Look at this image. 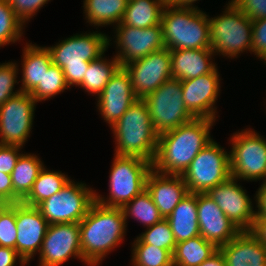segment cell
<instances>
[{"instance_id":"1","label":"cell","mask_w":266,"mask_h":266,"mask_svg":"<svg viewBox=\"0 0 266 266\" xmlns=\"http://www.w3.org/2000/svg\"><path fill=\"white\" fill-rule=\"evenodd\" d=\"M215 121L208 118H194L158 135L153 169L162 174L182 175L197 154L213 140L210 130Z\"/></svg>"},{"instance_id":"2","label":"cell","mask_w":266,"mask_h":266,"mask_svg":"<svg viewBox=\"0 0 266 266\" xmlns=\"http://www.w3.org/2000/svg\"><path fill=\"white\" fill-rule=\"evenodd\" d=\"M79 226L82 257L87 265L98 266L122 242L127 224L121 208L94 201Z\"/></svg>"},{"instance_id":"3","label":"cell","mask_w":266,"mask_h":266,"mask_svg":"<svg viewBox=\"0 0 266 266\" xmlns=\"http://www.w3.org/2000/svg\"><path fill=\"white\" fill-rule=\"evenodd\" d=\"M111 129L116 144L114 155L137 156L153 163L158 148V134L143 99H137Z\"/></svg>"},{"instance_id":"4","label":"cell","mask_w":266,"mask_h":266,"mask_svg":"<svg viewBox=\"0 0 266 266\" xmlns=\"http://www.w3.org/2000/svg\"><path fill=\"white\" fill-rule=\"evenodd\" d=\"M111 39L105 33L89 32L73 35L55 46L46 47L52 63L59 66L70 86H79L88 65L107 51Z\"/></svg>"},{"instance_id":"5","label":"cell","mask_w":266,"mask_h":266,"mask_svg":"<svg viewBox=\"0 0 266 266\" xmlns=\"http://www.w3.org/2000/svg\"><path fill=\"white\" fill-rule=\"evenodd\" d=\"M209 16L199 8L165 5L161 25L164 46L174 49H211Z\"/></svg>"},{"instance_id":"6","label":"cell","mask_w":266,"mask_h":266,"mask_svg":"<svg viewBox=\"0 0 266 266\" xmlns=\"http://www.w3.org/2000/svg\"><path fill=\"white\" fill-rule=\"evenodd\" d=\"M152 162L137 156L114 155L109 175V198L95 192V201L107 207L122 208L146 189Z\"/></svg>"},{"instance_id":"7","label":"cell","mask_w":266,"mask_h":266,"mask_svg":"<svg viewBox=\"0 0 266 266\" xmlns=\"http://www.w3.org/2000/svg\"><path fill=\"white\" fill-rule=\"evenodd\" d=\"M222 15L209 17L210 43L213 52L236 58L246 51L252 53V20L231 1Z\"/></svg>"},{"instance_id":"8","label":"cell","mask_w":266,"mask_h":266,"mask_svg":"<svg viewBox=\"0 0 266 266\" xmlns=\"http://www.w3.org/2000/svg\"><path fill=\"white\" fill-rule=\"evenodd\" d=\"M212 140L182 174L188 192L206 193L231 177L230 152Z\"/></svg>"},{"instance_id":"9","label":"cell","mask_w":266,"mask_h":266,"mask_svg":"<svg viewBox=\"0 0 266 266\" xmlns=\"http://www.w3.org/2000/svg\"><path fill=\"white\" fill-rule=\"evenodd\" d=\"M158 135L190 122L195 117L185 107L181 81L171 78L144 99Z\"/></svg>"},{"instance_id":"10","label":"cell","mask_w":266,"mask_h":266,"mask_svg":"<svg viewBox=\"0 0 266 266\" xmlns=\"http://www.w3.org/2000/svg\"><path fill=\"white\" fill-rule=\"evenodd\" d=\"M231 177L237 180L266 181V139L250 128L231 137Z\"/></svg>"},{"instance_id":"11","label":"cell","mask_w":266,"mask_h":266,"mask_svg":"<svg viewBox=\"0 0 266 266\" xmlns=\"http://www.w3.org/2000/svg\"><path fill=\"white\" fill-rule=\"evenodd\" d=\"M95 201V190L85 183L69 180L66 185L37 208L48 224L79 223Z\"/></svg>"},{"instance_id":"12","label":"cell","mask_w":266,"mask_h":266,"mask_svg":"<svg viewBox=\"0 0 266 266\" xmlns=\"http://www.w3.org/2000/svg\"><path fill=\"white\" fill-rule=\"evenodd\" d=\"M36 103L30 93L20 92L0 105V144L25 145L32 130Z\"/></svg>"},{"instance_id":"13","label":"cell","mask_w":266,"mask_h":266,"mask_svg":"<svg viewBox=\"0 0 266 266\" xmlns=\"http://www.w3.org/2000/svg\"><path fill=\"white\" fill-rule=\"evenodd\" d=\"M123 67L130 76L131 86L138 99H144L172 78L170 50L166 47Z\"/></svg>"},{"instance_id":"14","label":"cell","mask_w":266,"mask_h":266,"mask_svg":"<svg viewBox=\"0 0 266 266\" xmlns=\"http://www.w3.org/2000/svg\"><path fill=\"white\" fill-rule=\"evenodd\" d=\"M82 257L79 223L50 224L39 252V266H60L69 258Z\"/></svg>"},{"instance_id":"15","label":"cell","mask_w":266,"mask_h":266,"mask_svg":"<svg viewBox=\"0 0 266 266\" xmlns=\"http://www.w3.org/2000/svg\"><path fill=\"white\" fill-rule=\"evenodd\" d=\"M114 27V42L119 50L115 57L122 67L165 47L161 23L147 28H136L122 23Z\"/></svg>"},{"instance_id":"16","label":"cell","mask_w":266,"mask_h":266,"mask_svg":"<svg viewBox=\"0 0 266 266\" xmlns=\"http://www.w3.org/2000/svg\"><path fill=\"white\" fill-rule=\"evenodd\" d=\"M237 179L230 177L224 183L209 189L210 196L241 231H251L256 217V209L252 200L239 184ZM254 209V210H253Z\"/></svg>"},{"instance_id":"17","label":"cell","mask_w":266,"mask_h":266,"mask_svg":"<svg viewBox=\"0 0 266 266\" xmlns=\"http://www.w3.org/2000/svg\"><path fill=\"white\" fill-rule=\"evenodd\" d=\"M217 68L194 79L181 81L185 107L195 118L216 120V100L220 91V74Z\"/></svg>"},{"instance_id":"18","label":"cell","mask_w":266,"mask_h":266,"mask_svg":"<svg viewBox=\"0 0 266 266\" xmlns=\"http://www.w3.org/2000/svg\"><path fill=\"white\" fill-rule=\"evenodd\" d=\"M17 239L15 250L26 263L39 253L49 226L37 207L15 203Z\"/></svg>"},{"instance_id":"19","label":"cell","mask_w":266,"mask_h":266,"mask_svg":"<svg viewBox=\"0 0 266 266\" xmlns=\"http://www.w3.org/2000/svg\"><path fill=\"white\" fill-rule=\"evenodd\" d=\"M98 110L109 126H113L138 99L126 69L120 66L103 91L97 96Z\"/></svg>"},{"instance_id":"20","label":"cell","mask_w":266,"mask_h":266,"mask_svg":"<svg viewBox=\"0 0 266 266\" xmlns=\"http://www.w3.org/2000/svg\"><path fill=\"white\" fill-rule=\"evenodd\" d=\"M197 211L200 236L218 248L241 231L206 193H197Z\"/></svg>"},{"instance_id":"21","label":"cell","mask_w":266,"mask_h":266,"mask_svg":"<svg viewBox=\"0 0 266 266\" xmlns=\"http://www.w3.org/2000/svg\"><path fill=\"white\" fill-rule=\"evenodd\" d=\"M146 189L164 219L189 193L182 175L162 174L154 169L147 176Z\"/></svg>"},{"instance_id":"22","label":"cell","mask_w":266,"mask_h":266,"mask_svg":"<svg viewBox=\"0 0 266 266\" xmlns=\"http://www.w3.org/2000/svg\"><path fill=\"white\" fill-rule=\"evenodd\" d=\"M219 249L227 266H266V246L251 231H240Z\"/></svg>"},{"instance_id":"23","label":"cell","mask_w":266,"mask_h":266,"mask_svg":"<svg viewBox=\"0 0 266 266\" xmlns=\"http://www.w3.org/2000/svg\"><path fill=\"white\" fill-rule=\"evenodd\" d=\"M214 55L212 49L170 50L172 78L183 81L213 72L217 68L211 61Z\"/></svg>"},{"instance_id":"24","label":"cell","mask_w":266,"mask_h":266,"mask_svg":"<svg viewBox=\"0 0 266 266\" xmlns=\"http://www.w3.org/2000/svg\"><path fill=\"white\" fill-rule=\"evenodd\" d=\"M176 243L200 235L197 211V193H188L166 218Z\"/></svg>"},{"instance_id":"25","label":"cell","mask_w":266,"mask_h":266,"mask_svg":"<svg viewBox=\"0 0 266 266\" xmlns=\"http://www.w3.org/2000/svg\"><path fill=\"white\" fill-rule=\"evenodd\" d=\"M22 79L20 80L22 92L30 93L44 77L52 64L51 54L46 46L27 43L23 49Z\"/></svg>"},{"instance_id":"26","label":"cell","mask_w":266,"mask_h":266,"mask_svg":"<svg viewBox=\"0 0 266 266\" xmlns=\"http://www.w3.org/2000/svg\"><path fill=\"white\" fill-rule=\"evenodd\" d=\"M43 162L34 154H21L12 171L13 203H20L31 191L43 169Z\"/></svg>"},{"instance_id":"27","label":"cell","mask_w":266,"mask_h":266,"mask_svg":"<svg viewBox=\"0 0 266 266\" xmlns=\"http://www.w3.org/2000/svg\"><path fill=\"white\" fill-rule=\"evenodd\" d=\"M165 5V0L128 1L121 23L136 28L159 25Z\"/></svg>"},{"instance_id":"28","label":"cell","mask_w":266,"mask_h":266,"mask_svg":"<svg viewBox=\"0 0 266 266\" xmlns=\"http://www.w3.org/2000/svg\"><path fill=\"white\" fill-rule=\"evenodd\" d=\"M87 23L91 26L118 25L124 16L127 0H84Z\"/></svg>"},{"instance_id":"29","label":"cell","mask_w":266,"mask_h":266,"mask_svg":"<svg viewBox=\"0 0 266 266\" xmlns=\"http://www.w3.org/2000/svg\"><path fill=\"white\" fill-rule=\"evenodd\" d=\"M219 248L202 236L178 242L173 252L174 266H199L212 256Z\"/></svg>"},{"instance_id":"30","label":"cell","mask_w":266,"mask_h":266,"mask_svg":"<svg viewBox=\"0 0 266 266\" xmlns=\"http://www.w3.org/2000/svg\"><path fill=\"white\" fill-rule=\"evenodd\" d=\"M69 180L68 175L61 171L46 170L45 166L33 183L31 191L21 202L37 207L41 202L59 192Z\"/></svg>"},{"instance_id":"31","label":"cell","mask_w":266,"mask_h":266,"mask_svg":"<svg viewBox=\"0 0 266 266\" xmlns=\"http://www.w3.org/2000/svg\"><path fill=\"white\" fill-rule=\"evenodd\" d=\"M119 67V60L115 56L108 61L101 55L89 63L83 81L79 85L80 88L98 96Z\"/></svg>"},{"instance_id":"32","label":"cell","mask_w":266,"mask_h":266,"mask_svg":"<svg viewBox=\"0 0 266 266\" xmlns=\"http://www.w3.org/2000/svg\"><path fill=\"white\" fill-rule=\"evenodd\" d=\"M121 209L123 211L126 223L127 218L131 217L139 221L140 223H143V225L148 228L163 219L147 189L143 190L140 194L135 196Z\"/></svg>"},{"instance_id":"33","label":"cell","mask_w":266,"mask_h":266,"mask_svg":"<svg viewBox=\"0 0 266 266\" xmlns=\"http://www.w3.org/2000/svg\"><path fill=\"white\" fill-rule=\"evenodd\" d=\"M132 248L133 266H174L170 251L145 244L138 236L132 243Z\"/></svg>"},{"instance_id":"34","label":"cell","mask_w":266,"mask_h":266,"mask_svg":"<svg viewBox=\"0 0 266 266\" xmlns=\"http://www.w3.org/2000/svg\"><path fill=\"white\" fill-rule=\"evenodd\" d=\"M65 89H69L65 75L59 66L52 63L47 72L44 73L42 82L30 92V95L36 102H40L50 99L53 96L55 97V95L64 92Z\"/></svg>"},{"instance_id":"35","label":"cell","mask_w":266,"mask_h":266,"mask_svg":"<svg viewBox=\"0 0 266 266\" xmlns=\"http://www.w3.org/2000/svg\"><path fill=\"white\" fill-rule=\"evenodd\" d=\"M24 27L8 1L0 0V47L20 40Z\"/></svg>"},{"instance_id":"36","label":"cell","mask_w":266,"mask_h":266,"mask_svg":"<svg viewBox=\"0 0 266 266\" xmlns=\"http://www.w3.org/2000/svg\"><path fill=\"white\" fill-rule=\"evenodd\" d=\"M138 237L145 244H151L158 248L166 249L172 254L177 244L169 222L164 218L153 226L148 227L145 232H142Z\"/></svg>"},{"instance_id":"37","label":"cell","mask_w":266,"mask_h":266,"mask_svg":"<svg viewBox=\"0 0 266 266\" xmlns=\"http://www.w3.org/2000/svg\"><path fill=\"white\" fill-rule=\"evenodd\" d=\"M17 226L15 219V203L0 207V246L15 249Z\"/></svg>"},{"instance_id":"38","label":"cell","mask_w":266,"mask_h":266,"mask_svg":"<svg viewBox=\"0 0 266 266\" xmlns=\"http://www.w3.org/2000/svg\"><path fill=\"white\" fill-rule=\"evenodd\" d=\"M18 66L15 62H5L0 64V105L9 98L19 94L21 89L14 92L17 81Z\"/></svg>"},{"instance_id":"39","label":"cell","mask_w":266,"mask_h":266,"mask_svg":"<svg viewBox=\"0 0 266 266\" xmlns=\"http://www.w3.org/2000/svg\"><path fill=\"white\" fill-rule=\"evenodd\" d=\"M252 52L266 64V18L252 21Z\"/></svg>"},{"instance_id":"40","label":"cell","mask_w":266,"mask_h":266,"mask_svg":"<svg viewBox=\"0 0 266 266\" xmlns=\"http://www.w3.org/2000/svg\"><path fill=\"white\" fill-rule=\"evenodd\" d=\"M15 15L26 25L36 12L50 0H7Z\"/></svg>"},{"instance_id":"41","label":"cell","mask_w":266,"mask_h":266,"mask_svg":"<svg viewBox=\"0 0 266 266\" xmlns=\"http://www.w3.org/2000/svg\"><path fill=\"white\" fill-rule=\"evenodd\" d=\"M252 21L266 18V0H231Z\"/></svg>"},{"instance_id":"42","label":"cell","mask_w":266,"mask_h":266,"mask_svg":"<svg viewBox=\"0 0 266 266\" xmlns=\"http://www.w3.org/2000/svg\"><path fill=\"white\" fill-rule=\"evenodd\" d=\"M21 146L2 145L0 144V172L11 174L20 153Z\"/></svg>"},{"instance_id":"43","label":"cell","mask_w":266,"mask_h":266,"mask_svg":"<svg viewBox=\"0 0 266 266\" xmlns=\"http://www.w3.org/2000/svg\"><path fill=\"white\" fill-rule=\"evenodd\" d=\"M0 200L4 204H13V186L10 174L0 172Z\"/></svg>"},{"instance_id":"44","label":"cell","mask_w":266,"mask_h":266,"mask_svg":"<svg viewBox=\"0 0 266 266\" xmlns=\"http://www.w3.org/2000/svg\"><path fill=\"white\" fill-rule=\"evenodd\" d=\"M17 260L20 266L27 264L15 249L0 246V266H15Z\"/></svg>"},{"instance_id":"45","label":"cell","mask_w":266,"mask_h":266,"mask_svg":"<svg viewBox=\"0 0 266 266\" xmlns=\"http://www.w3.org/2000/svg\"><path fill=\"white\" fill-rule=\"evenodd\" d=\"M254 197L256 200V217H266V181L262 183L261 187L258 188Z\"/></svg>"},{"instance_id":"46","label":"cell","mask_w":266,"mask_h":266,"mask_svg":"<svg viewBox=\"0 0 266 266\" xmlns=\"http://www.w3.org/2000/svg\"><path fill=\"white\" fill-rule=\"evenodd\" d=\"M251 232L266 246V217H255Z\"/></svg>"},{"instance_id":"47","label":"cell","mask_w":266,"mask_h":266,"mask_svg":"<svg viewBox=\"0 0 266 266\" xmlns=\"http://www.w3.org/2000/svg\"><path fill=\"white\" fill-rule=\"evenodd\" d=\"M199 266H227L224 255L218 249L212 256L203 261Z\"/></svg>"},{"instance_id":"48","label":"cell","mask_w":266,"mask_h":266,"mask_svg":"<svg viewBox=\"0 0 266 266\" xmlns=\"http://www.w3.org/2000/svg\"><path fill=\"white\" fill-rule=\"evenodd\" d=\"M166 4L172 7L198 8L194 3L198 0H165Z\"/></svg>"},{"instance_id":"49","label":"cell","mask_w":266,"mask_h":266,"mask_svg":"<svg viewBox=\"0 0 266 266\" xmlns=\"http://www.w3.org/2000/svg\"><path fill=\"white\" fill-rule=\"evenodd\" d=\"M3 205H4V203L0 200V207L3 206Z\"/></svg>"}]
</instances>
